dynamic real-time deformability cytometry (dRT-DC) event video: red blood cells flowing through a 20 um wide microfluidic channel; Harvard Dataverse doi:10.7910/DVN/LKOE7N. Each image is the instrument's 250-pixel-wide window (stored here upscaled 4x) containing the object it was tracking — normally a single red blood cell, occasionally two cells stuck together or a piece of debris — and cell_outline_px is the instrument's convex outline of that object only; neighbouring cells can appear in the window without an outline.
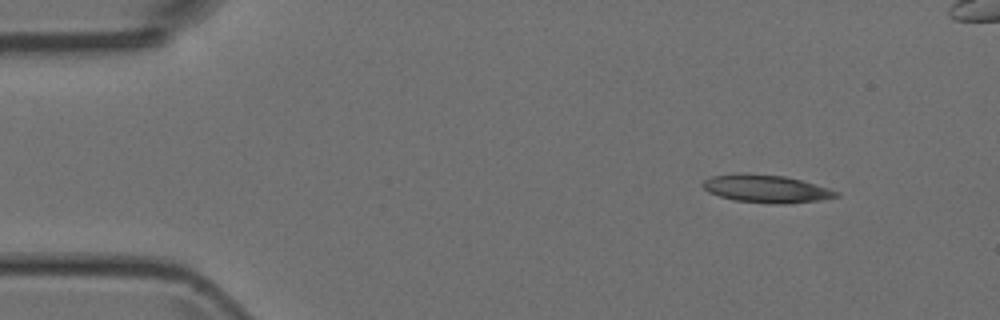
{"species": "Egyptian fruit bat (a non-hibernating species)", "species_latin": "Rousettus aegyptiacus", "temperature_condition": "room temperature", "stored_images_in_passage": 5, "camera_frame_rate_fps": 3000, "um_per_image_px": 0.085, "animal": {"sex": "female"}, "frame": {"image": 1, "passage_image": 1, "time_ms": 0.0, "image_size_px": [1000, 320], "cell_outline_px": [[840, 196], [820, 200], [784, 204], [776, 204], [736, 200], [720, 196], [708, 192], [700, 184], [704, 180], [712, 176], [740, 172], [744, 172], [784, 176], [800, 180], [828, 188], [840, 192]], "centroid_in_image_um": [65.11, 16.03], "position_along_channel_um": 19.9, "area_um2": 21.62}}
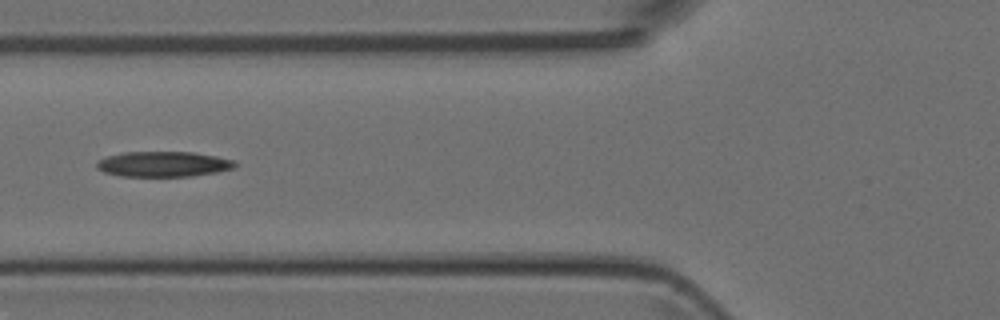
{"frame": {"image": 2, "passage_image": 5, "time_ms": 4.333, "image_size_px": [1000, 320], "cell_outline_px": [[236, 164], [232, 168], [216, 172], [192, 176], [120, 176], [104, 172], [96, 168], [96, 164], [100, 160], [108, 156], [124, 152], [192, 152], [216, 156], [232, 160]], "centroid_in_image_um": [13.85, 13.95], "position_along_channel_um": 111.9, "area_um2": 20.17}}